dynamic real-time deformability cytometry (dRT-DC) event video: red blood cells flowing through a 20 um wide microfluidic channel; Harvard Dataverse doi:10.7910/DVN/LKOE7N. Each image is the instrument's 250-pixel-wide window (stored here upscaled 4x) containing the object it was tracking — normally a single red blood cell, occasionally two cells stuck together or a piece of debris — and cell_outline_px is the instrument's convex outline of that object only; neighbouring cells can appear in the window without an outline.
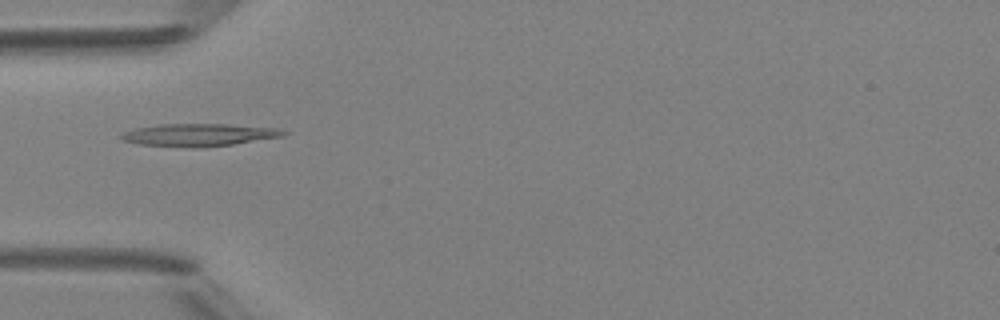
{"species": "Egyptian fruit bat (a non-hibernating species)", "species_latin": "Rousettus aegyptiacus", "temperature_condition": "room temperature", "stored_images_in_passage": 34, "camera_frame_rate_fps": 3000, "um_per_image_px": 0.085, "animal": {"sex": "female"}, "frame": {"image": 1, "passage_image": 1, "time_ms": 0.0, "image_size_px": [1000, 320], "cell_outline_px": [[288, 132], [284, 136], [232, 144], [140, 144], [120, 140], [120, 136], [124, 132], [136, 128], [160, 124], [228, 124], [280, 128]], "centroid_in_image_um": [16.98, 11.4], "position_along_channel_um": 68.0, "area_um2": 19.94}}
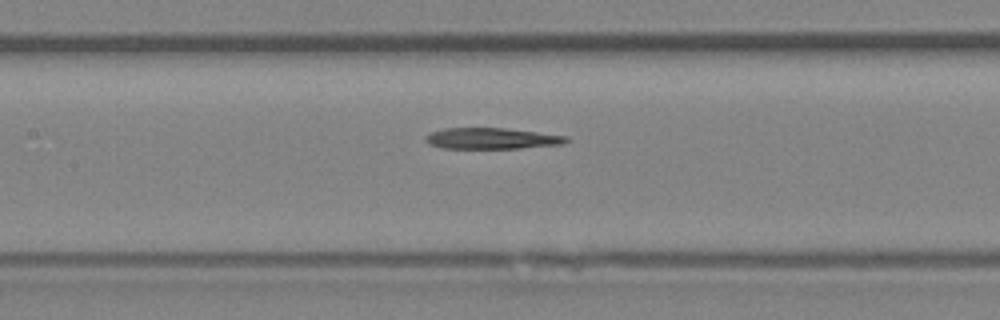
{"frame": {"image": 2, "passage_image": 8, "time_ms": 2.333, "image_size_px": [1000, 320], "cell_outline_px": [[568, 140], [564, 144], [520, 148], [440, 148], [428, 144], [424, 140], [424, 136], [428, 132], [444, 128], [504, 128], [568, 136]], "centroid_in_image_um": [41.72, 11.77], "position_along_channel_um": 165.7, "area_um2": 17.4}}
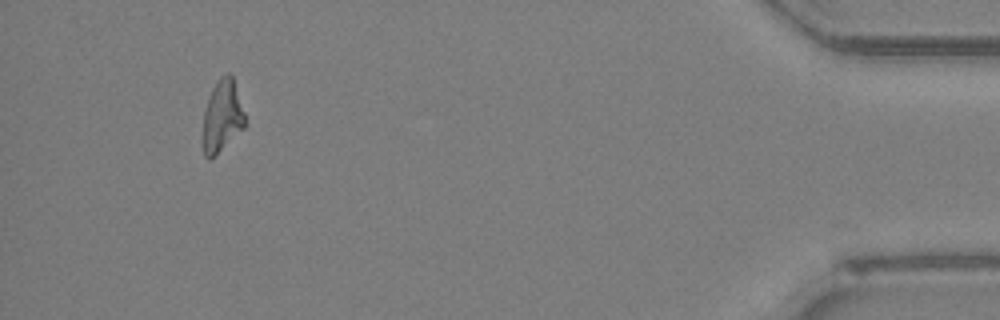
{"frame": {"image": 3, "passage_image": 31, "time_ms": 10.0, "image_size_px": [1000, 320], "cell_outline_px": [[248, 124], [244, 128], [208, 160], [204, 156], [200, 140], [204, 112], [208, 96], [212, 88], [220, 76], [228, 72], [232, 76]], "centroid_in_image_um": [18.85, 9.89], "position_along_channel_um": 416.4, "area_um2": 17.92}}